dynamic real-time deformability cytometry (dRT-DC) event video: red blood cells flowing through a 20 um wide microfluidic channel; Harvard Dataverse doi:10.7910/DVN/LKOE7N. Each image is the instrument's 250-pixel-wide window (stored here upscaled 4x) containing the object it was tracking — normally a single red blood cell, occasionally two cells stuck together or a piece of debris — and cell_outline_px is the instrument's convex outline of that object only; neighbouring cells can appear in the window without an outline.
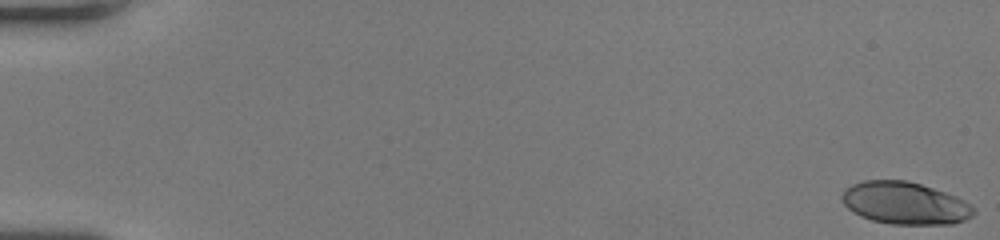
{"species": "human", "species_latin": "Homo sapiens", "temperature_condition": "room temperature", "stored_images_in_passage": 52, "camera_frame_rate_fps": 3000, "um_per_image_px": 0.085, "donor": {"sex": "female"}, "frame": {"image": 1, "passage_image": 1, "time_ms": 0.0, "image_size_px": [1000, 240], "cell_outline_px": [[976, 212], [972, 216], [964, 220], [952, 224], [892, 224], [872, 220], [860, 216], [852, 212], [840, 200], [840, 196], [844, 188], [852, 184], [864, 180], [908, 180], [956, 196], [964, 200]], "centroid_in_image_um": [76.86, 17.26], "position_along_channel_um": 8.1, "area_um2": 32.54}}
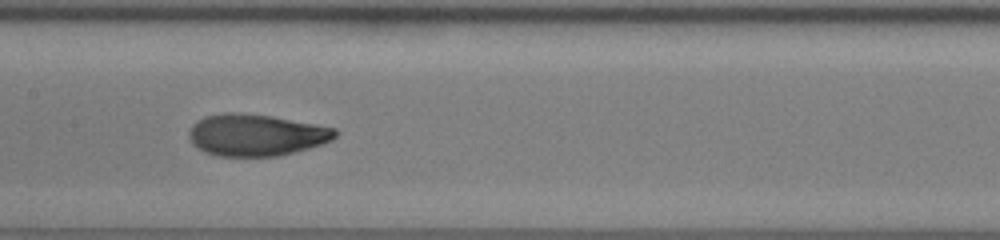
{"frame": {"image": 2, "passage_image": 28, "time_ms": 9.0, "image_size_px": [1000, 240], "cell_outline_px": [[336, 136], [332, 140], [308, 148], [276, 156], [216, 156], [204, 152], [196, 148], [192, 144], [188, 136], [188, 132], [192, 124], [196, 120], [204, 116], [224, 112], [240, 112], [272, 116], [316, 124], [336, 128]], "centroid_in_image_um": [21.7, 11.46], "position_along_channel_um": 185.7, "area_um2": 35.84}}
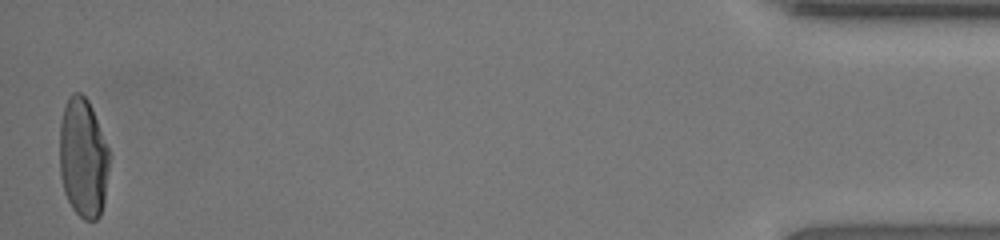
{"frame": {"image": 3, "passage_image": 52, "time_ms": 17.0, "image_size_px": [1000, 240], "cell_outline_px": [[108, 168], [104, 204], [100, 216], [96, 220], [84, 220], [72, 208], [64, 192], [60, 176], [60, 124], [64, 104], [68, 96], [72, 92], [80, 92], [88, 100], [92, 108], [108, 148]], "centroid_in_image_um": [7.05, 13.41], "position_along_channel_um": 428.2, "area_um2": 34.68}, "authors_computed_cell_mechanics": {"area_um2": 34.2465, "velocity_mm_per_s": 4.1076, "shape_relaxation_time_tau1_ms": 7.5834, "shape_relaxation_time_tau2_ms": 0.8073, "deformation_change_tau1": 0.2892, "deformation_change_tau2": 0.0667}}